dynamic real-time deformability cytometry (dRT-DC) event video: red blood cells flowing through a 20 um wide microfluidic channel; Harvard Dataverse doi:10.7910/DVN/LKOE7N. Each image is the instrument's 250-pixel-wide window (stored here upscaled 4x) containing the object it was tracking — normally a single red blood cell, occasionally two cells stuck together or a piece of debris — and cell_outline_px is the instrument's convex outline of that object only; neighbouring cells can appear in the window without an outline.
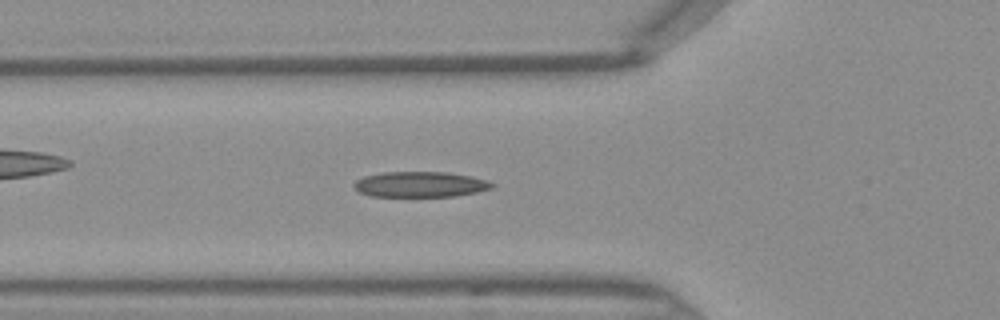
{"species": "Egyptian fruit bat (a non-hibernating species)", "species_latin": "Rousettus aegyptiacus", "temperature_condition": "warm", "stored_images_in_passage": 46, "camera_frame_rate_fps": 3000, "um_per_image_px": 0.085, "frame": {"image": 1, "passage_image": 15, "time_ms": 4.667, "image_size_px": [1000, 320], "cell_outline_px": [[496, 184], [492, 188], [476, 192], [456, 196], [372, 196], [360, 192], [352, 184], [356, 180], [364, 176], [384, 172], [444, 172], [472, 176], [488, 180]], "centroid_in_image_um": [35.75, 15.66], "position_along_channel_um": 90.1, "area_um2": 20.46}}
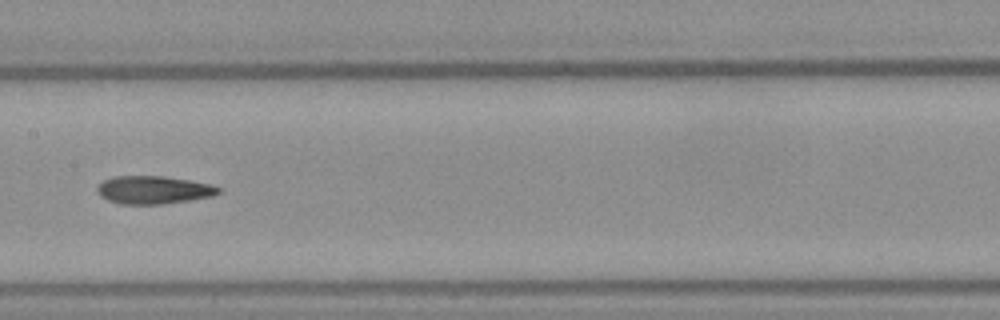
{"frame": {"image": 2, "passage_image": 22, "time_ms": 7.0, "image_size_px": [1000, 320], "cell_outline_px": [[220, 192], [212, 196], [188, 200], [160, 204], [120, 204], [108, 200], [100, 196], [96, 192], [96, 184], [112, 176], [164, 176], [212, 184], [220, 188]], "centroid_in_image_um": [12.99, 16.13], "position_along_channel_um": 194.4, "area_um2": 19.83}}
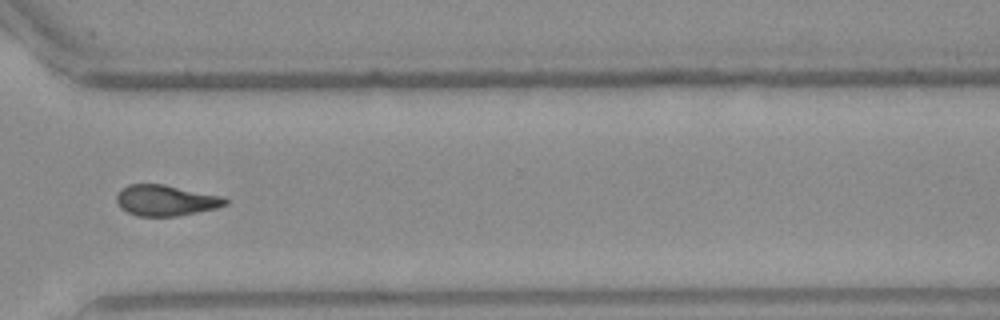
{"frame": {"image": 3, "passage_image": 33, "time_ms": 10.667, "image_size_px": [1000, 320], "cell_outline_px": [[228, 204], [216, 208], [176, 216], [136, 216], [120, 208], [116, 200], [116, 196], [120, 188], [128, 184], [164, 184], [224, 196], [228, 200]], "centroid_in_image_um": [14.08, 17.02], "position_along_channel_um": 356.5, "area_um2": 19.71}}